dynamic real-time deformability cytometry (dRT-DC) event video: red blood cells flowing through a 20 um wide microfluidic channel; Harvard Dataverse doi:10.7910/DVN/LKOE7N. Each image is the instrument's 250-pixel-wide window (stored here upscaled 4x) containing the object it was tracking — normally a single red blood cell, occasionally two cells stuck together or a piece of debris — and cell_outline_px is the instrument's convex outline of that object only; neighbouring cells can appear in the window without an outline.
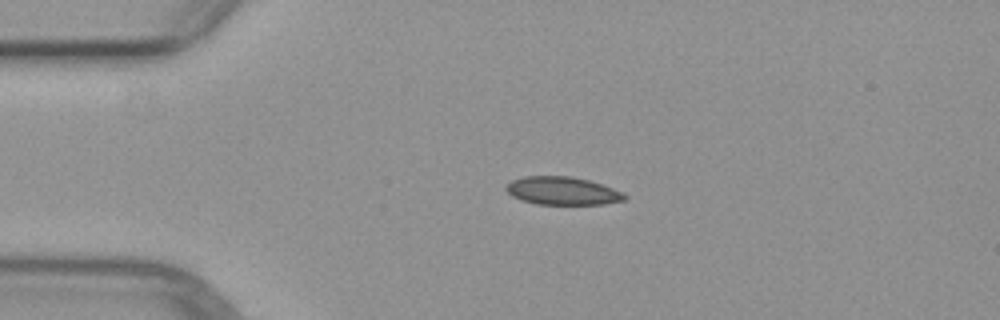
{"species": "common noctule bat (a hibernating species)", "species_latin": "Nyctalus noctula", "temperature_condition": "warm", "stored_images_in_passage": 3, "camera_frame_rate_fps": 3000, "um_per_image_px": 0.085, "animal": {"sex": "female", "body_mass_g": 29.2, "forearm_length_mm": 56.3}, "frame": {"image": 1, "passage_image": 3, "time_ms": 2.667, "image_size_px": [1000, 320], "cell_outline_px": [[628, 196], [624, 200], [604, 204], [536, 204], [520, 200], [512, 196], [504, 188], [512, 180], [524, 176], [568, 176], [588, 180], [624, 192]], "centroid_in_image_um": [47.8, 16.23], "position_along_channel_um": 37.2, "area_um2": 19.31}}